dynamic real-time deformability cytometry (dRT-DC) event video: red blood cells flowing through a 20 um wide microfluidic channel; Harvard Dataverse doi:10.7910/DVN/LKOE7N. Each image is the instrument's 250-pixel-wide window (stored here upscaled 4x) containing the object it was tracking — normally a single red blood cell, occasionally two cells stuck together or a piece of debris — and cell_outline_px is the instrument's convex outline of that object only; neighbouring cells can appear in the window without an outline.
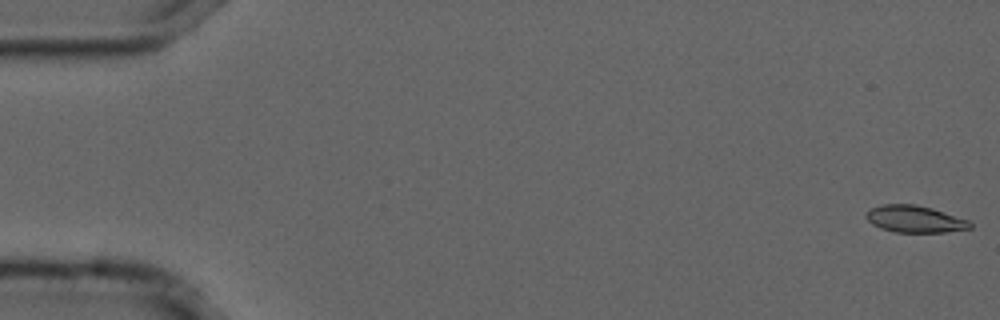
{"species": "common noctule bat (a hibernating species)", "species_latin": "Nyctalus noctula", "temperature_condition": "cold", "stored_images_in_passage": 55, "camera_frame_rate_fps": 3000, "um_per_image_px": 0.085, "animal": {"sex": "male", "forearm_length_mm": 52.5}, "frame": {"image": 1, "passage_image": 1, "time_ms": 0.0, "image_size_px": [1000, 320], "cell_outline_px": [[972, 228], [944, 232], [896, 232], [880, 228], [872, 224], [864, 216], [868, 208], [880, 204], [916, 204], [932, 208], [968, 220], [972, 224]], "centroid_in_image_um": [77.71, 18.61], "position_along_channel_um": 7.3, "area_um2": 16.42}}
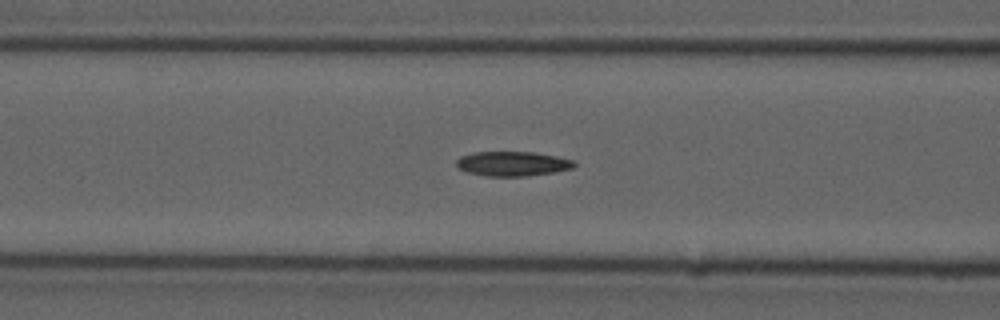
{"frame": {"image": 2, "passage_image": 22, "time_ms": 7.0, "image_size_px": [1000, 320], "cell_outline_px": [[576, 164], [572, 168], [556, 172], [524, 176], [488, 176], [468, 172], [460, 168], [456, 164], [456, 160], [460, 156], [472, 152], [532, 152], [556, 156], [572, 160]], "centroid_in_image_um": [43.56, 13.91], "position_along_channel_um": 123.0, "area_um2": 16.76}}
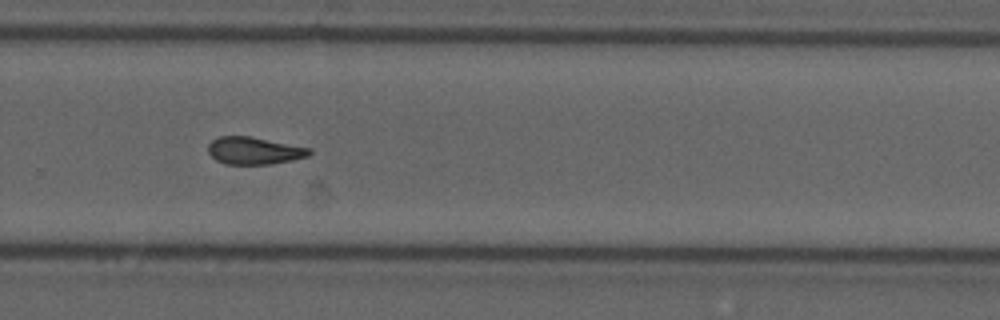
{"frame": {"image": 3, "passage_image": 37, "time_ms": 12.0, "image_size_px": [1000, 320], "cell_outline_px": [[312, 152], [308, 156], [292, 160], [268, 164], [224, 164], [216, 160], [208, 152], [208, 144], [212, 140], [220, 136], [248, 136], [312, 148]], "centroid_in_image_um": [21.6, 12.81], "position_along_channel_um": 308.2, "area_um2": 16.07}, "authors_computed_cell_mechanics": {"area_um2": 16.5308, "velocity_mm_per_s": 3.7102, "shape_relaxation_time_tau1_ms": null, "shape_relaxation_time_tau2_ms": 4.9407, "deformation_change_tau1": null, "deformation_change_tau2": 0.11}}